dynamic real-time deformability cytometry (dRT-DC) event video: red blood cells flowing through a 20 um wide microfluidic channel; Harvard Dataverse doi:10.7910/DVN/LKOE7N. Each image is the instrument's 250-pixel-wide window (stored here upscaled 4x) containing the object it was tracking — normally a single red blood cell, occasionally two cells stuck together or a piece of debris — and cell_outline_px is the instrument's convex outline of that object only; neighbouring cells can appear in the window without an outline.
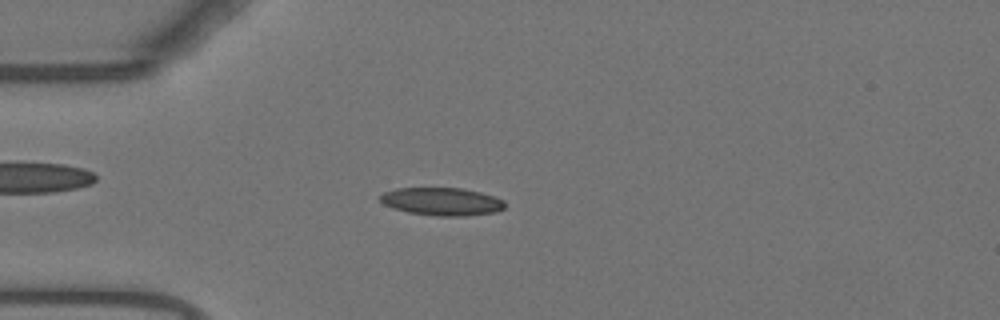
{"species": "Egyptian fruit bat (a non-hibernating species)", "species_latin": "Rousettus aegyptiacus", "temperature_condition": "warm", "stored_images_in_passage": 53, "camera_frame_rate_fps": 3000, "um_per_image_px": 0.085, "animal": {"sex": "female"}, "frame": {"image": 1, "passage_image": 13, "time_ms": 4.0, "image_size_px": [1000, 320], "cell_outline_px": [[504, 208], [496, 212], [464, 216], [436, 216], [408, 212], [392, 208], [384, 204], [380, 200], [380, 196], [384, 192], [396, 188], [460, 188], [480, 192], [504, 200]], "centroid_in_image_um": [37.54, 17.13], "position_along_channel_um": 47.5, "area_um2": 20.17}}
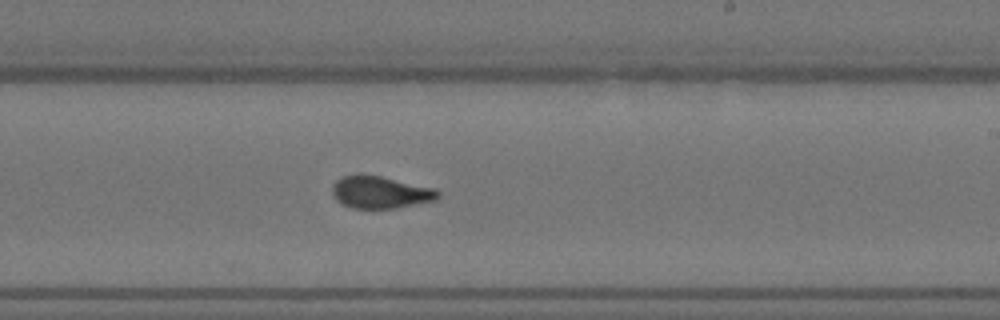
{"frame": {"image": 2, "passage_image": 31, "time_ms": 10.0, "image_size_px": [1000, 320], "cell_outline_px": [[440, 196], [436, 200], [396, 208], [352, 208], [336, 200], [332, 192], [332, 184], [336, 180], [344, 176], [360, 172], [380, 176], [436, 188], [440, 192]], "centroid_in_image_um": [32.33, 16.32], "position_along_channel_um": 256.7, "area_um2": 20.11}}
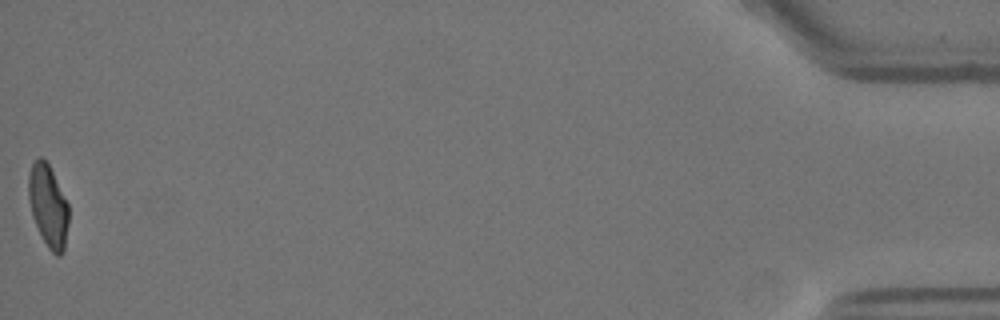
{"frame": {"image": 3, "passage_image": 53, "time_ms": 17.333, "image_size_px": [1000, 320], "cell_outline_px": [[68, 224], [64, 252], [60, 256], [56, 256], [48, 248], [32, 216], [28, 200], [28, 176], [32, 164], [40, 156], [48, 164], [68, 204]], "centroid_in_image_um": [4.09, 17.53], "position_along_channel_um": 431.1, "area_um2": 19.02}, "authors_computed_cell_mechanics": {"area_um2": 19.941, "velocity_mm_per_s": 3.716, "shape_relaxation_time_tau1_ms": 6.8939, "shape_relaxation_time_tau2_ms": 0.8989, "deformation_change_tau1": 0.1811, "deformation_change_tau2": 0.0603}}